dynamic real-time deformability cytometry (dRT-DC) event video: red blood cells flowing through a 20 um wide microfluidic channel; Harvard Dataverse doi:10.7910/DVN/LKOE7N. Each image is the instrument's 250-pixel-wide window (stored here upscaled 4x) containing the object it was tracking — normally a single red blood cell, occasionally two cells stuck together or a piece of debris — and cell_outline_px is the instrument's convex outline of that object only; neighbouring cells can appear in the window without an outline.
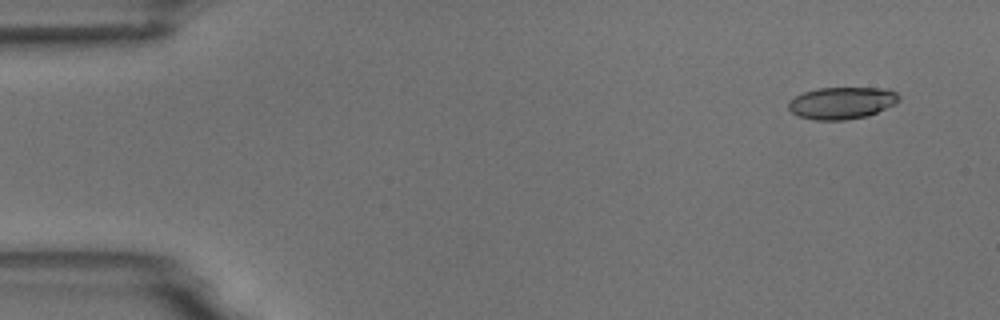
{"species": "common noctule bat (a hibernating species)", "species_latin": "Nyctalus noctula", "temperature_condition": "room temperature", "stored_images_in_passage": 14, "camera_frame_rate_fps": 3000, "um_per_image_px": 0.085, "animal": {"sex": "male", "body_mass_g": 18.8}, "frame": {"image": 1, "passage_image": 1, "time_ms": 0.0, "image_size_px": [1000, 320], "cell_outline_px": [[900, 100], [868, 116], [844, 120], [816, 120], [796, 116], [788, 108], [788, 100], [804, 92], [820, 88], [888, 88], [896, 92], [900, 96]], "centroid_in_image_um": [71.53, 8.75], "position_along_channel_um": 13.5, "area_um2": 20.58}}
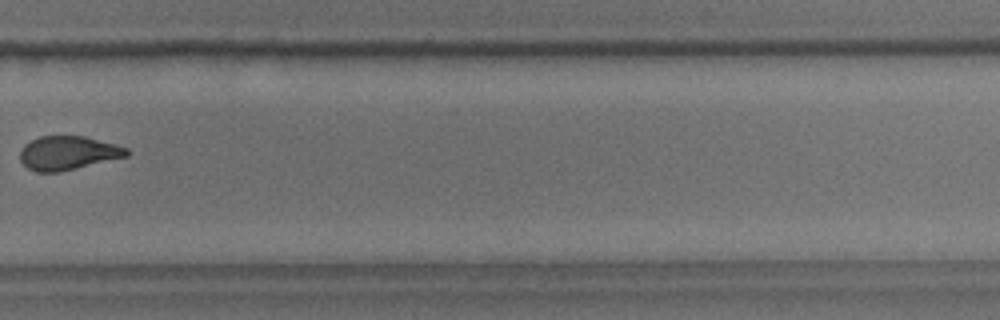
{"frame": {"image": 2, "passage_image": 10, "time_ms": 11.333, "image_size_px": [1000, 320], "cell_outline_px": [[132, 152], [128, 156], [60, 172], [36, 172], [28, 168], [20, 160], [20, 152], [24, 144], [40, 136], [84, 136], [116, 144], [128, 148]], "centroid_in_image_um": [5.8, 13.0], "position_along_channel_um": 324.0, "area_um2": 21.1}}
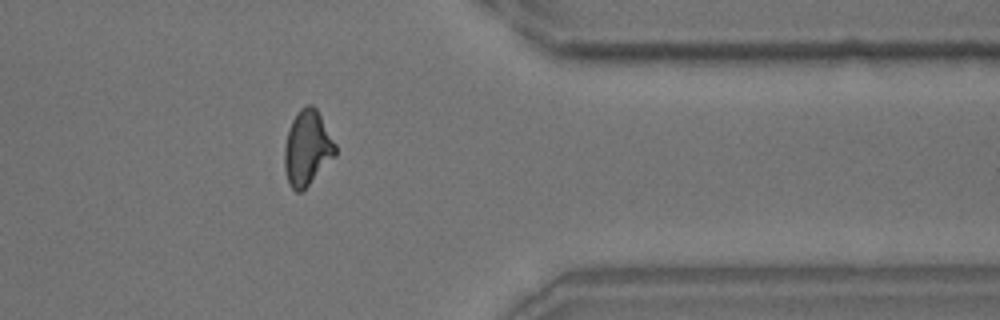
{"frame": {"image": 3, "passage_image": 12, "time_ms": 13.333, "image_size_px": [1000, 320], "cell_outline_px": [[336, 156], [300, 192], [296, 192], [288, 184], [284, 168], [284, 148], [288, 132], [292, 120], [300, 108], [308, 104], [312, 104], [316, 108], [336, 144]], "centroid_in_image_um": [26.11, 12.57], "position_along_channel_um": 385.3, "area_um2": 22.08}, "authors_computed_cell_mechanics": {"area_um2": 21.5594, "velocity_mm_per_s": 3.7369, "shape_relaxation_time_tau1_ms": 10.4478, "shape_relaxation_time_tau2_ms": 1.6932, "deformation_change_tau1": 0.2387, "deformation_change_tau2": 0.0588}}